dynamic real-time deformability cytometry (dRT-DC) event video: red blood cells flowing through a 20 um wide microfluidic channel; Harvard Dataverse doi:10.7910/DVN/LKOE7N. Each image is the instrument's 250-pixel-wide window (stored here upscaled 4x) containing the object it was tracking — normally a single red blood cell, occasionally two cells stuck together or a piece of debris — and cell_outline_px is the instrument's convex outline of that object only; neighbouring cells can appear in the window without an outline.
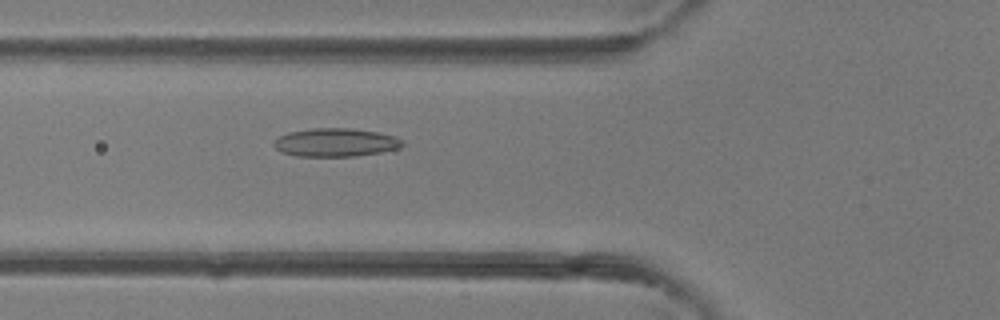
{"species": "common noctule bat (a hibernating species)", "species_latin": "Nyctalus noctula", "temperature_condition": "room temperature", "stored_images_in_passage": 41, "camera_frame_rate_fps": 3000, "um_per_image_px": 0.085, "animal": {"sex": "female"}, "frame": {"image": 1, "passage_image": 15, "time_ms": 4.667, "image_size_px": [1000, 320], "cell_outline_px": [[404, 144], [396, 148], [380, 152], [356, 156], [296, 156], [280, 152], [272, 144], [280, 136], [288, 132], [312, 128], [352, 128], [376, 132], [396, 136], [404, 140]], "centroid_in_image_um": [28.51, 12.1], "position_along_channel_um": 97.3, "area_um2": 21.21}}
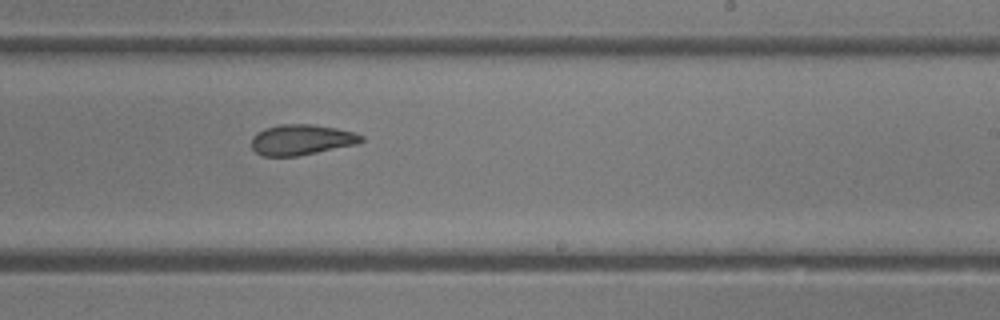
{"frame": {"image": 2, "passage_image": 25, "time_ms": 8.0, "image_size_px": [1000, 320], "cell_outline_px": [[364, 140], [356, 144], [296, 156], [264, 156], [256, 152], [252, 148], [252, 136], [256, 132], [264, 128], [280, 124], [312, 124], [336, 128], [352, 132], [364, 136]], "centroid_in_image_um": [25.59, 11.87], "position_along_channel_um": 263.4, "area_um2": 19.42}}
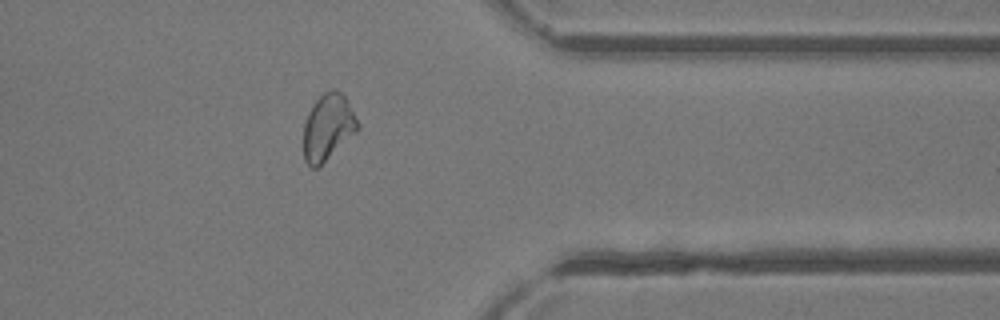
{"frame": {"image": 3, "passage_image": 33, "time_ms": 10.667, "image_size_px": [1000, 320], "cell_outline_px": [[360, 128], [356, 132], [316, 168], [312, 168], [304, 160], [304, 124], [308, 112], [316, 100], [324, 92], [332, 88], [340, 92], [344, 96], [360, 124]], "centroid_in_image_um": [27.87, 10.79], "position_along_channel_um": 383.5, "area_um2": 20.52}}